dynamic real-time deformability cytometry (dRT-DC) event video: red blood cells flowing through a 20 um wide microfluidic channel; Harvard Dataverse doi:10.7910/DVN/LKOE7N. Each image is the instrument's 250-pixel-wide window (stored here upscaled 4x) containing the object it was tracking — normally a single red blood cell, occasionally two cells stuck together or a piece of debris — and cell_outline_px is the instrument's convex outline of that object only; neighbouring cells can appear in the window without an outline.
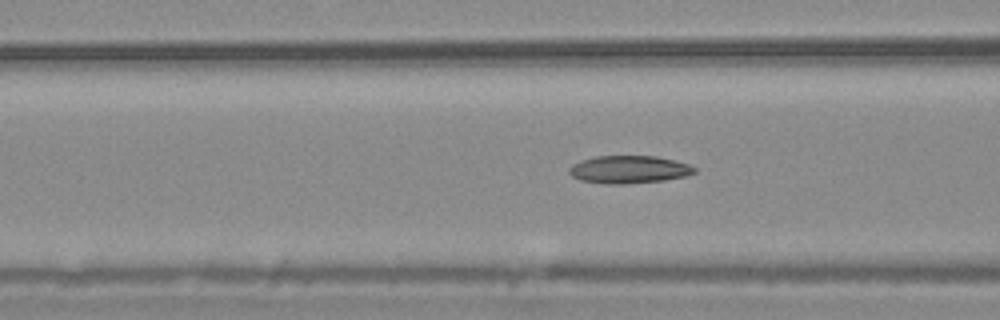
{"species": "common noctule bat (a hibernating species)", "species_latin": "Nyctalus noctula", "temperature_condition": "warm", "stored_images_in_passage": 44, "camera_frame_rate_fps": 3000, "um_per_image_px": 0.085, "animal": {"sex": "male", "body_mass_g": 20.4}, "frame": {"image": 1, "passage_image": 10, "time_ms": 3.0, "image_size_px": [1000, 320], "cell_outline_px": [[696, 172], [684, 176], [664, 180], [624, 184], [608, 184], [580, 180], [572, 176], [568, 172], [568, 168], [572, 164], [580, 160], [596, 156], [656, 156], [676, 160], [688, 164], [696, 168]], "centroid_in_image_um": [53.44, 14.4], "position_along_channel_um": 113.2, "area_um2": 20.29}}
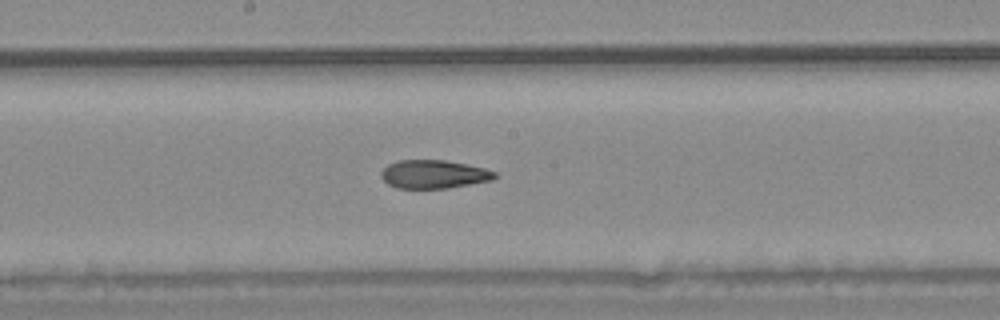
{"frame": {"image": 2, "passage_image": 18, "time_ms": 5.667, "image_size_px": [1000, 320], "cell_outline_px": [[496, 176], [492, 180], [448, 188], [396, 188], [388, 184], [380, 176], [380, 172], [388, 164], [396, 160], [444, 160], [484, 168], [496, 172]], "centroid_in_image_um": [36.83, 14.81], "position_along_channel_um": 211.4, "area_um2": 18.73}}
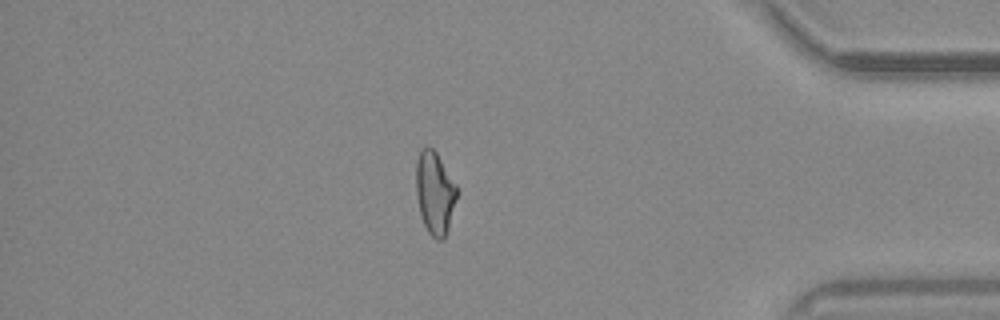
{"frame": {"image": 3, "passage_image": 36, "time_ms": 11.667, "image_size_px": [1000, 320], "cell_outline_px": [[456, 196], [448, 228], [444, 240], [436, 240], [428, 232], [424, 224], [420, 212], [416, 196], [416, 160], [420, 148], [428, 144], [436, 152], [456, 184]], "centroid_in_image_um": [36.92, 16.35], "position_along_channel_um": 398.3, "area_um2": 19.59}, "authors_computed_cell_mechanics": {"area_um2": 19.8543, "velocity_mm_per_s": 3.6796, "shape_relaxation_time_tau1_ms": null, "shape_relaxation_time_tau2_ms": 4.0183, "deformation_change_tau1": null, "deformation_change_tau2": 0.0868}}